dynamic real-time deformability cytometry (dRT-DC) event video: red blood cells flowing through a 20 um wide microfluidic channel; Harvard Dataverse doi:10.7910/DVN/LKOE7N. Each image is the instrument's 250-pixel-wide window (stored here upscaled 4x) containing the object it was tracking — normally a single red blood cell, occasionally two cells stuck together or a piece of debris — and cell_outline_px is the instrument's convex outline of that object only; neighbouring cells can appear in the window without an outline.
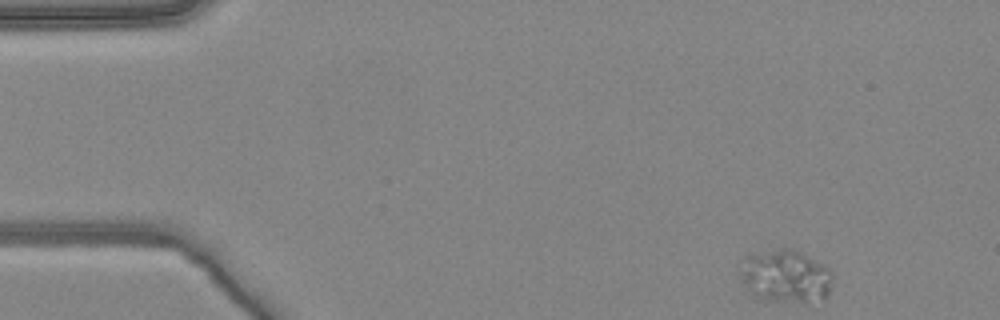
{"species": "common noctule bat (a hibernating species)", "species_latin": "Nyctalus noctula", "temperature_condition": "warm", "stored_images_in_passage": 4, "camera_frame_rate_fps": 3000, "um_per_image_px": 0.085, "animal": {"sex": "female", "body_mass_g": 24.6, "forearm_length_mm": 56.2}, "frame": {"image": 1, "passage_image": 1, "time_ms": 0.0, "image_size_px": [1000, 320], "cell_outline_px": [[832, 276], [828, 296], [824, 304], [808, 304], [756, 300], [744, 288], [736, 272], [744, 256], [776, 248], [792, 248], [824, 264], [832, 272]], "centroid_in_image_um": [66.74, 23.55], "position_along_channel_um": 18.3, "area_um2": 30.35}}
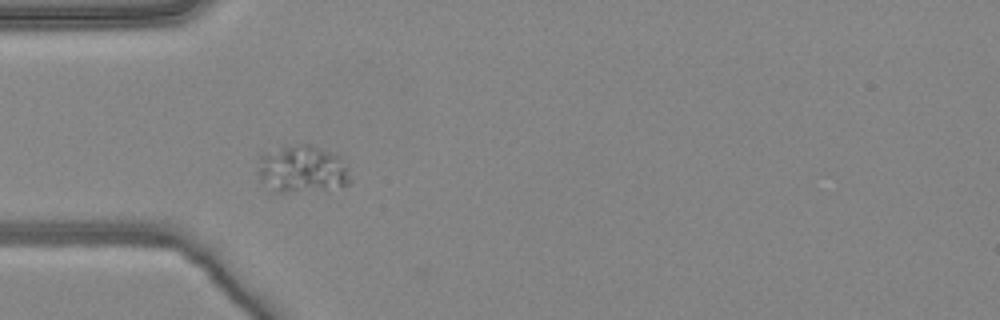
{"frame": {"image": 2, "passage_image": 4, "time_ms": 1.0, "image_size_px": [1000, 320], "cell_outline_px": [[352, 180], [348, 184], [328, 192], [268, 192], [260, 180], [256, 172], [256, 156], [264, 152], [296, 144], [312, 144], [340, 156], [348, 168]], "centroid_in_image_um": [25.65, 14.42], "position_along_channel_um": 59.4, "area_um2": 26.99}}